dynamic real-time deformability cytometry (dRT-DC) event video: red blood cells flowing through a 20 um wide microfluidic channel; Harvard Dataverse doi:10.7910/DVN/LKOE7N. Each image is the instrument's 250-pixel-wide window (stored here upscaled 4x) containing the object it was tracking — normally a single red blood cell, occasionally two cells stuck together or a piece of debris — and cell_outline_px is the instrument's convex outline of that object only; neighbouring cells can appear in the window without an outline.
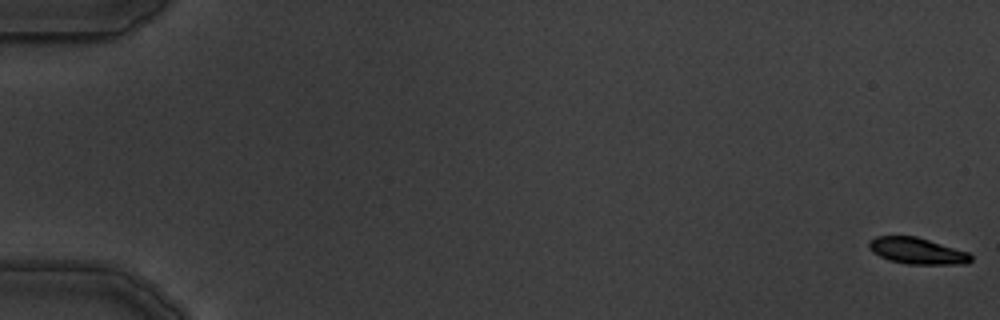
{"species": "common noctule bat (a hibernating species)", "species_latin": "Nyctalus noctula", "temperature_condition": "warm", "stored_images_in_passage": 6, "camera_frame_rate_fps": 3000, "um_per_image_px": 0.085, "animal": {"sex": "male", "body_mass_g": 19.5, "forearm_length_mm": 54.6}, "frame": {"image": 1, "passage_image": 1, "time_ms": 0.0, "image_size_px": [1000, 320], "cell_outline_px": [[972, 260], [968, 264], [908, 264], [888, 260], [872, 252], [868, 248], [868, 240], [876, 236], [916, 236], [968, 252], [972, 256]], "centroid_in_image_um": [77.93, 21.33], "position_along_channel_um": 7.1, "area_um2": 15.72}}